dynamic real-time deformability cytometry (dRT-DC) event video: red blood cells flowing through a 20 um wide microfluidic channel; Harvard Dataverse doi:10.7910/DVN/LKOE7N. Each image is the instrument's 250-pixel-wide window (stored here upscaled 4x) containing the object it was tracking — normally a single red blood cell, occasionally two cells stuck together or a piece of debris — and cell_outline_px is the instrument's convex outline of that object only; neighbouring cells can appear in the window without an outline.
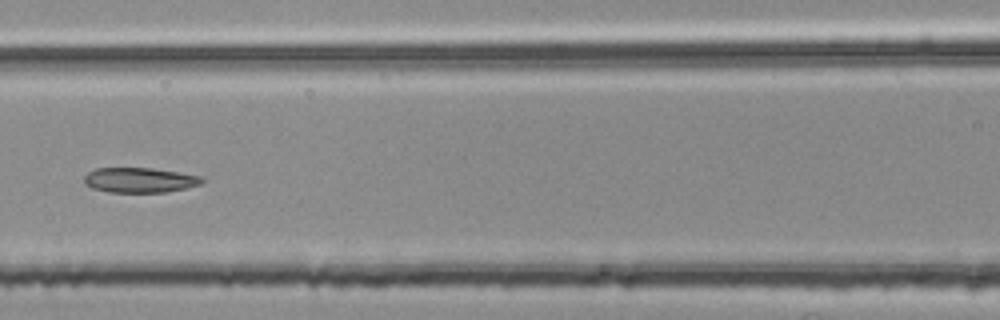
{"species": "common noctule bat (a hibernating species)", "species_latin": "Nyctalus noctula", "temperature_condition": "room temperature", "stored_images_in_passage": 5, "segment_of_instrument_passage": [2, 2], "camera_frame_rate_fps": 3000, "um_per_image_px": 0.085, "animal": {"sex": "female", "body_mass_g": 25.1}, "frame": {"image": 1, "passage_image": 5, "time_ms": 1.333, "image_size_px": [1000, 320], "cell_outline_px": [[204, 180], [200, 184], [188, 188], [168, 192], [108, 192], [92, 188], [84, 184], [84, 176], [88, 172], [96, 168], [152, 168], [180, 172], [200, 176]], "centroid_in_image_um": [11.87, 15.31], "position_along_channel_um": 154.7, "area_um2": 17.28}}